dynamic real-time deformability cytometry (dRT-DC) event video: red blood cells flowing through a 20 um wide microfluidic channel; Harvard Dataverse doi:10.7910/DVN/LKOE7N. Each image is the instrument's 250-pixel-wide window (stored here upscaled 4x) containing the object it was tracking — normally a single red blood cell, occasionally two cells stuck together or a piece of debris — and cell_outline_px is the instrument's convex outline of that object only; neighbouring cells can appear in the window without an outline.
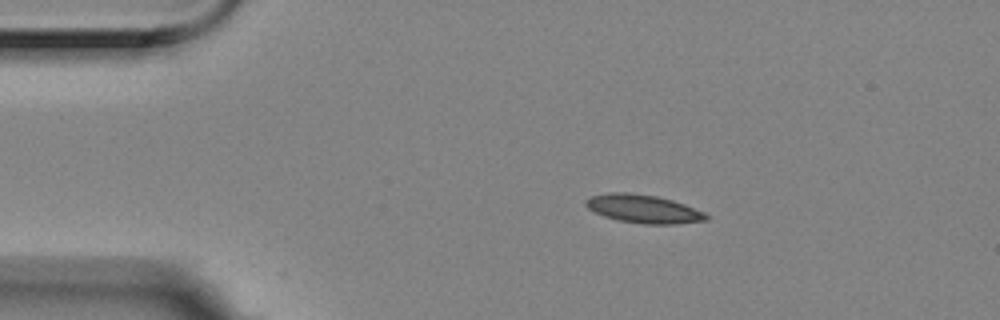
{"species": "Egyptian fruit bat (a non-hibernating species)", "species_latin": "Rousettus aegyptiacus", "temperature_condition": "room temperature", "stored_images_in_passage": 47, "camera_frame_rate_fps": 3000, "um_per_image_px": 0.085, "animal": {"sex": "female"}, "frame": {"image": 1, "passage_image": 1, "time_ms": 0.0, "image_size_px": [1000, 320], "cell_outline_px": [[708, 220], [676, 224], [644, 224], [620, 220], [604, 216], [588, 208], [584, 204], [584, 200], [592, 196], [608, 192], [628, 192], [656, 196], [672, 200], [684, 204], [704, 212], [708, 216]], "centroid_in_image_um": [54.68, 17.75], "position_along_channel_um": 30.3, "area_um2": 19.77}}
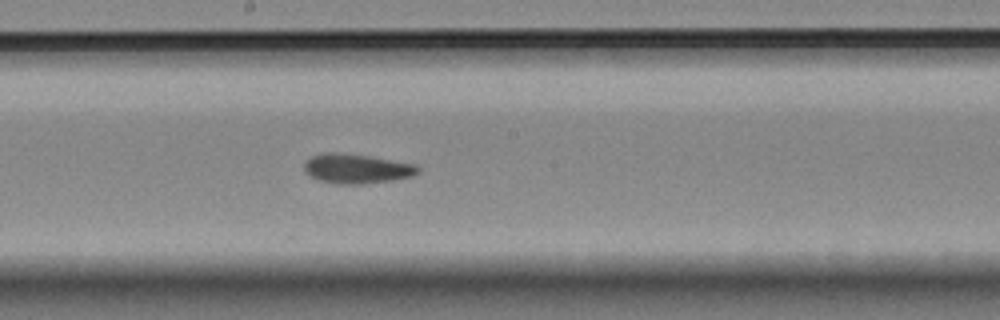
{"frame": {"image": 2, "passage_image": 21, "time_ms": 6.667, "image_size_px": [1000, 320], "cell_outline_px": [[420, 172], [412, 176], [392, 180], [360, 184], [336, 184], [320, 180], [304, 172], [304, 164], [312, 156], [324, 152], [336, 152], [368, 156], [416, 164], [420, 168]], "centroid_in_image_um": [30.33, 14.33], "position_along_channel_um": 217.9, "area_um2": 19.48}}
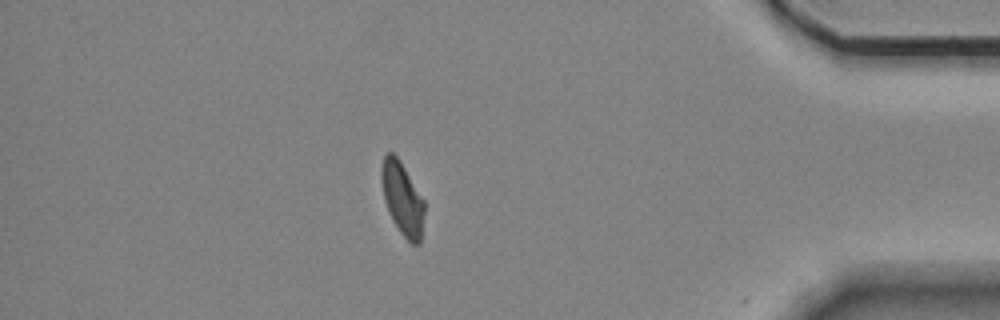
{"frame": {"image": 3, "passage_image": 40, "time_ms": 13.0, "image_size_px": [1000, 320], "cell_outline_px": [[424, 212], [420, 244], [412, 244], [400, 232], [392, 220], [388, 212], [384, 200], [380, 180], [380, 168], [384, 156], [388, 152], [392, 152], [400, 160], [424, 200]], "centroid_in_image_um": [34.17, 16.86], "position_along_channel_um": 401.0, "area_um2": 18.32}, "authors_computed_cell_mechanics": {"area_um2": 19.1896, "velocity_mm_per_s": 3.5052, "shape_relaxation_time_tau1_ms": 4.5281, "shape_relaxation_time_tau2_ms": 1.3976, "deformation_change_tau1": 0.1236, "deformation_change_tau2": 0.0719}}